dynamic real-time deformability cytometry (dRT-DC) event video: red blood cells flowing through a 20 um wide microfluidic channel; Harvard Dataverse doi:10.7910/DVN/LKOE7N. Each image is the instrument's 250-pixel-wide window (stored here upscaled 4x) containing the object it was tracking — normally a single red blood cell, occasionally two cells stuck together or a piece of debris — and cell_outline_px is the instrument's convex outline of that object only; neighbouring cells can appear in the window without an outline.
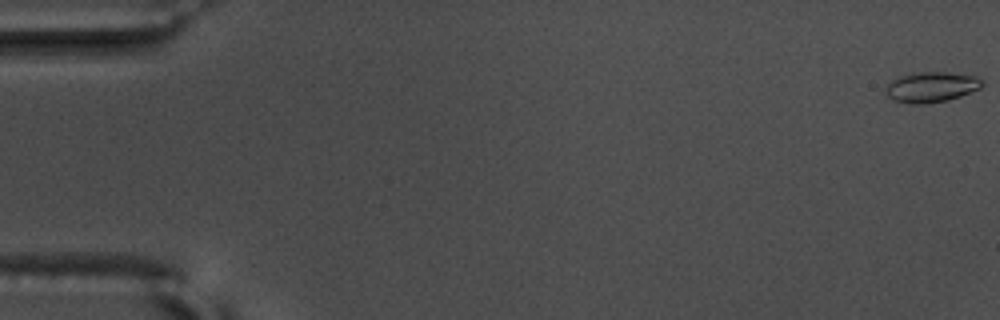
{"species": "common noctule bat (a hibernating species)", "species_latin": "Nyctalus noctula", "temperature_condition": "warm", "stored_images_in_passage": 57, "camera_frame_rate_fps": 3000, "um_per_image_px": 0.085, "animal": {"sex": "male", "body_mass_g": 17.5, "forearm_length_mm": 52.3}, "frame": {"image": 1, "passage_image": 1, "time_ms": 0.0, "image_size_px": [1000, 320], "cell_outline_px": [[984, 84], [980, 88], [960, 96], [948, 100], [920, 104], [912, 104], [892, 100], [884, 92], [884, 84], [900, 76], [912, 72], [948, 72], [976, 76], [984, 80]], "centroid_in_image_um": [79.12, 7.39], "position_along_channel_um": 5.9, "area_um2": 17.34}}
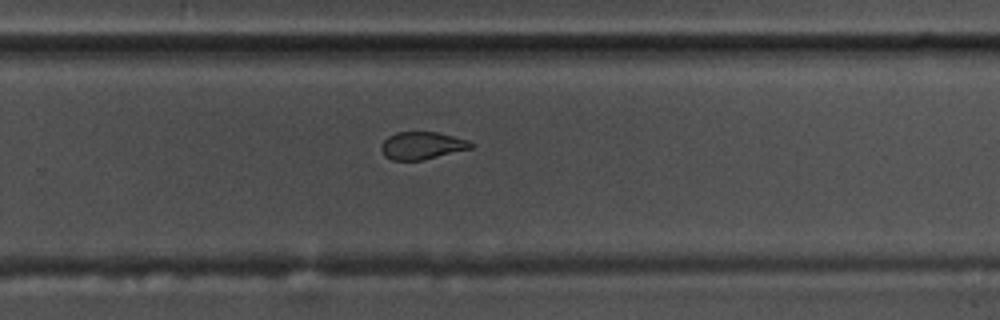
{"frame": {"image": 2, "passage_image": 38, "time_ms": 12.333, "image_size_px": [1000, 320], "cell_outline_px": [[476, 144], [472, 148], [420, 160], [392, 160], [384, 156], [380, 148], [380, 144], [388, 136], [396, 132], [436, 132], [468, 140]], "centroid_in_image_um": [35.84, 12.37], "position_along_channel_um": 294.0, "area_um2": 14.33}}
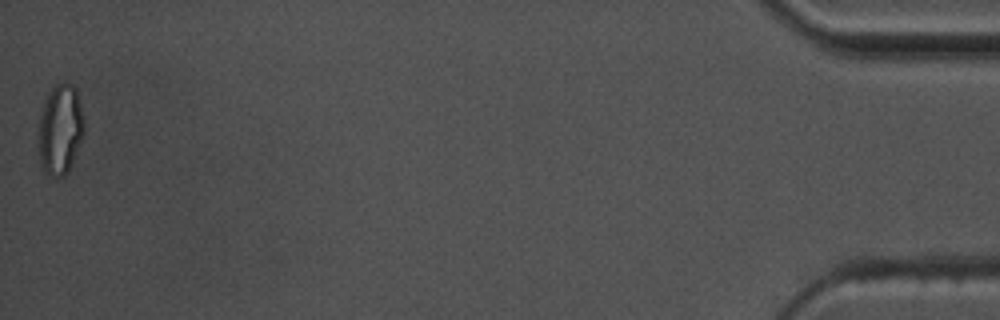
{"frame": {"image": 3, "passage_image": 57, "time_ms": 18.667, "image_size_px": [1000, 320], "cell_outline_px": [[84, 132], [68, 172], [64, 176], [56, 176], [44, 172], [40, 164], [36, 140], [36, 128], [44, 100], [48, 92], [56, 84], [64, 80], [72, 84], [76, 88], [84, 116]], "centroid_in_image_um": [5.07, 10.96], "position_along_channel_um": 430.1, "area_um2": 24.8}, "authors_computed_cell_mechanics": {"area_um2": 15.7794, "velocity_mm_per_s": 3.6624, "shape_relaxation_time_tau1_ms": null, "shape_relaxation_time_tau2_ms": 2.4249, "deformation_change_tau1": null, "deformation_change_tau2": 0.0781}}